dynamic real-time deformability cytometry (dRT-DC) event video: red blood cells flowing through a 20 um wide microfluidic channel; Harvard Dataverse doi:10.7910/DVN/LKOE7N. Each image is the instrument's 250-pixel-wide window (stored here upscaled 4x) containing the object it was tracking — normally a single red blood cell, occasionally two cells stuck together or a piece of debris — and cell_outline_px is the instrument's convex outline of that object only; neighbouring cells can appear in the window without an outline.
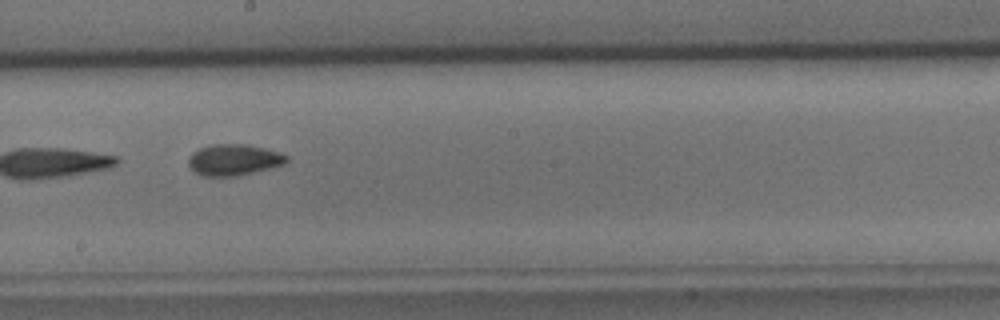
{"species": "common noctule bat (a hibernating species)", "species_latin": "Nyctalus noctula", "temperature_condition": "cold", "stored_images_in_passage": 9, "segment_of_instrument_passage": [2, 2], "camera_frame_rate_fps": 3000, "um_per_image_px": 0.085, "animal": {"sex": "male", "body_mass_g": 15.6}, "frame": {"image": 1, "passage_image": 8, "time_ms": 9.0, "image_size_px": [1000, 320], "cell_outline_px": [[288, 160], [284, 164], [272, 168], [232, 176], [204, 176], [196, 172], [188, 164], [188, 156], [192, 152], [200, 148], [212, 144], [248, 144], [280, 152], [288, 156]], "centroid_in_image_um": [19.88, 13.57], "position_along_channel_um": 228.3, "area_um2": 17.8}}